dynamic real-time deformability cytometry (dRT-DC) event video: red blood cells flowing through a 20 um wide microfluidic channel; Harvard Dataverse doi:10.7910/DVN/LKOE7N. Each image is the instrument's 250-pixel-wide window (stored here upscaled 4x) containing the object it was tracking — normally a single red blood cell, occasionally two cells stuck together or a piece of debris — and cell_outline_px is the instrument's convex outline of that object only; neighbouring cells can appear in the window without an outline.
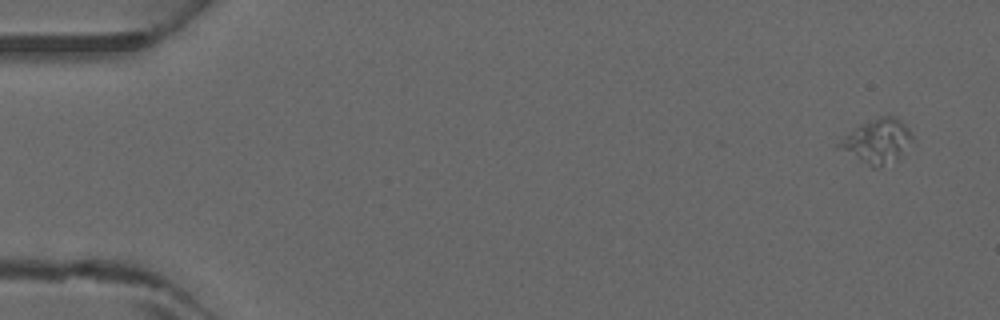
{"species": "common noctule bat (a hibernating species)", "species_latin": "Nyctalus noctula", "temperature_condition": "warm", "stored_images_in_passage": 4, "camera_frame_rate_fps": 3000, "um_per_image_px": 0.085, "animal": {"sex": "male", "forearm_length_mm": 52.5}, "frame": {"image": 1, "passage_image": 1, "time_ms": 0.0, "image_size_px": [1000, 320], "cell_outline_px": [[912, 140], [900, 156], [896, 160], [876, 168], [872, 168], [832, 148], [844, 136], [860, 124], [880, 116], [896, 116], [908, 128], [912, 136]], "centroid_in_image_um": [74.47, 12.02], "position_along_channel_um": 10.5, "area_um2": 19.13}}
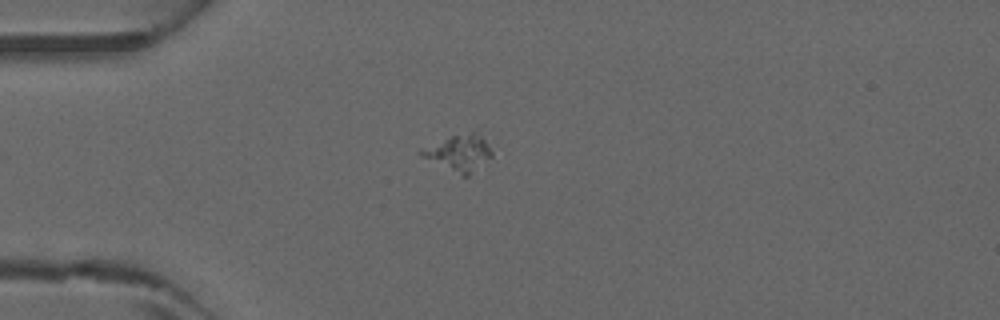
{"frame": {"image": 2, "passage_image": 4, "time_ms": 1.0, "image_size_px": [1000, 320], "cell_outline_px": [[492, 156], [468, 176], [464, 176], [416, 152], [420, 148], [452, 136], [472, 132], [476, 132], [488, 144], [492, 152]], "centroid_in_image_um": [39.03, 12.98], "position_along_channel_um": 46.0, "area_um2": 14.16}}